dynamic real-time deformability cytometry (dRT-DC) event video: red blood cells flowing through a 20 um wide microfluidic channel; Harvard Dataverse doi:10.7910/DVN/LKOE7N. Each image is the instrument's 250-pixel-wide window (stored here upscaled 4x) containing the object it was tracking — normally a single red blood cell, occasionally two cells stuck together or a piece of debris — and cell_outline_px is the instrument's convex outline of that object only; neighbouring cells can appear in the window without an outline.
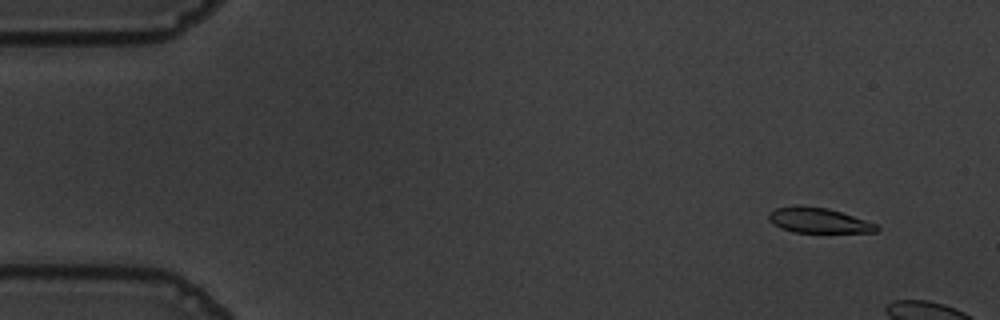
{"species": "common noctule bat (a hibernating species)", "species_latin": "Nyctalus noctula", "temperature_condition": "warm", "stored_images_in_passage": 11, "camera_frame_rate_fps": 3000, "um_per_image_px": 0.085, "animal": {"sex": "male", "body_mass_g": 19.5, "forearm_length_mm": 54.6}, "frame": {"image": 1, "passage_image": 5, "time_ms": 1.333, "image_size_px": [1000, 320], "cell_outline_px": [[880, 228], [876, 232], [792, 232], [780, 228], [768, 220], [768, 212], [776, 208], [800, 204], [828, 208], [876, 224]], "centroid_in_image_um": [69.5, 18.72], "position_along_channel_um": 15.5, "area_um2": 15.84}}